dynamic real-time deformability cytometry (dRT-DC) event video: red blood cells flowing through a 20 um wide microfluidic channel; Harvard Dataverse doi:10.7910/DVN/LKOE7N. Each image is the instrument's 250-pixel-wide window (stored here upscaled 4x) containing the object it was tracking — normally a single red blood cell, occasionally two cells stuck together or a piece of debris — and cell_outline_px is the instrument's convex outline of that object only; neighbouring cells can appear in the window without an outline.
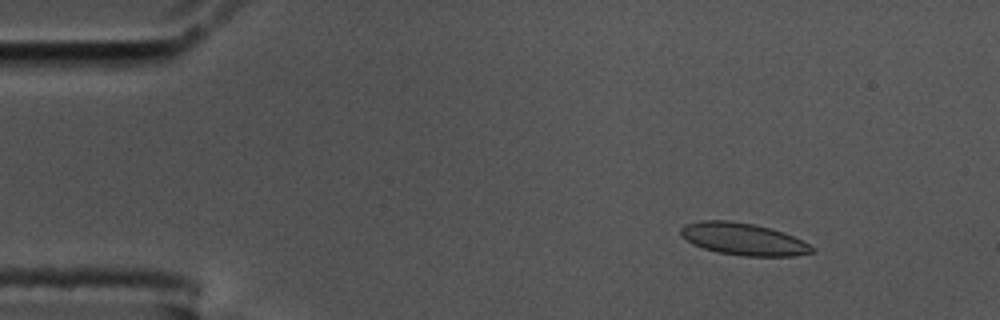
{"species": "common noctule bat (a hibernating species)", "species_latin": "Nyctalus noctula", "temperature_condition": "cold", "stored_images_in_passage": 14, "camera_frame_rate_fps": 3000, "um_per_image_px": 0.085, "animal": {"sex": "male", "body_mass_g": 17.5, "forearm_length_mm": 52.3}, "frame": {"image": 1, "passage_image": 7, "time_ms": 2.0, "image_size_px": [1000, 320], "cell_outline_px": [[812, 252], [792, 256], [744, 256], [716, 252], [692, 244], [680, 236], [680, 228], [684, 224], [700, 220], [728, 220], [752, 224], [784, 232], [808, 244], [812, 248]], "centroid_in_image_um": [63.09, 20.31], "position_along_channel_um": 21.9, "area_um2": 24.39}}